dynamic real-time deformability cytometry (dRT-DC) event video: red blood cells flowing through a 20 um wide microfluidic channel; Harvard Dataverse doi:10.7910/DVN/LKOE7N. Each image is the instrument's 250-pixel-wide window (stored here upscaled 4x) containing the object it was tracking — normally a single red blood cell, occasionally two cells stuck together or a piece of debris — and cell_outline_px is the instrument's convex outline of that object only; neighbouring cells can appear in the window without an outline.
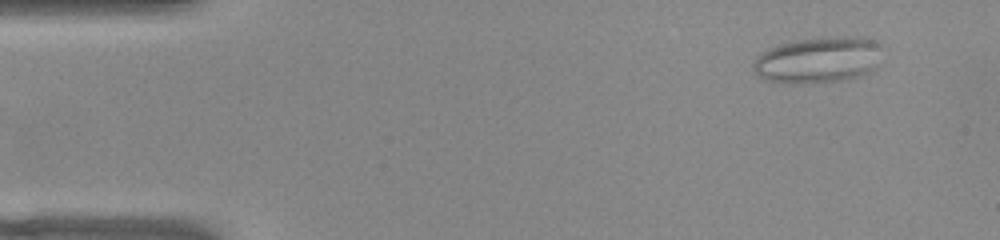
{"species": "common noctule bat (a hibernating species)", "species_latin": "Nyctalus noctula", "temperature_condition": "warm", "stored_images_in_passage": 47, "camera_frame_rate_fps": 3000, "um_per_image_px": 0.085, "animal": {"sex": "female", "body_mass_g": 22.0, "forearm_length_mm": 56.7}, "frame": {"image": 1, "passage_image": 1, "time_ms": 0.0, "image_size_px": [1000, 240], "cell_outline_px": [[880, 44], [876, 68], [860, 76], [840, 80], [804, 84], [792, 84], [764, 80], [756, 76], [752, 68], [752, 64], [756, 56], [768, 48], [780, 44], [796, 40], [828, 36], [860, 36], [872, 40]], "centroid_in_image_um": [69.48, 5.1], "position_along_channel_um": 15.5, "area_um2": 35.08}}
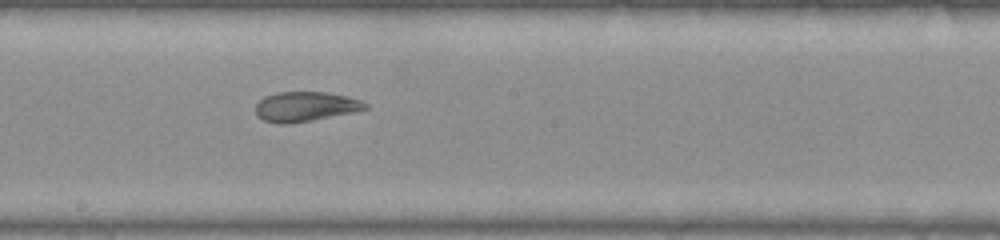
{"frame": {"image": 2, "passage_image": 24, "time_ms": 7.667, "image_size_px": [1000, 240], "cell_outline_px": [[368, 108], [352, 112], [312, 120], [288, 124], [280, 124], [264, 120], [256, 116], [256, 104], [264, 96], [276, 92], [328, 92], [360, 100], [368, 104]], "centroid_in_image_um": [25.92, 9.05], "position_along_channel_um": 222.3, "area_um2": 18.9}}
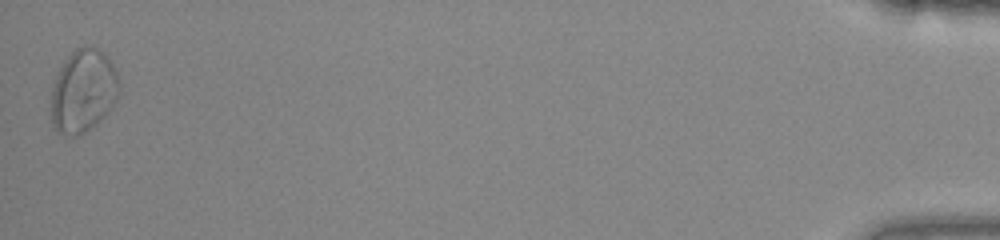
{"frame": {"image": 3, "passage_image": 47, "time_ms": 15.333, "image_size_px": [1000, 240], "cell_outline_px": [[120, 96], [104, 116], [92, 128], [76, 136], [72, 136], [56, 132], [52, 124], [52, 88], [56, 76], [60, 68], [68, 56], [76, 48], [84, 44], [96, 48], [112, 64], [120, 80]], "centroid_in_image_um": [7.09, 7.75], "position_along_channel_um": 428.1, "area_um2": 32.89}, "authors_computed_cell_mechanics": {"area_um2": 23.0044, "velocity_mm_per_s": 3.9743, "shape_relaxation_time_tau1_ms": null, "shape_relaxation_time_tau2_ms": 1.7716, "deformation_change_tau1": null, "deformation_change_tau2": 0.0913}}